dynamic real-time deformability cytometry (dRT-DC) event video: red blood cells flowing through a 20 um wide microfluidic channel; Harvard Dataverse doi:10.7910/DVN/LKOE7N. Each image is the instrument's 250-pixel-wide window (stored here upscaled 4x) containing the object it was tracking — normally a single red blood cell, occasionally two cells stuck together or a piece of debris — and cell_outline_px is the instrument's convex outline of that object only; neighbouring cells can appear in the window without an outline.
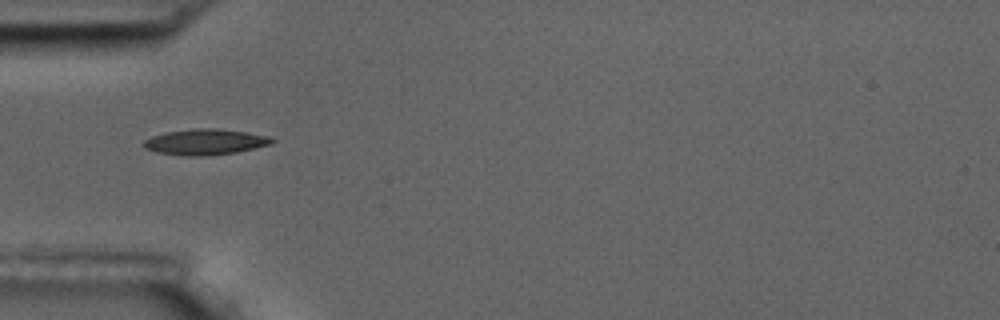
{"species": "common noctule bat (a hibernating species)", "species_latin": "Nyctalus noctula", "temperature_condition": "room temperature", "stored_images_in_passage": 11, "camera_frame_rate_fps": 3000, "um_per_image_px": 0.085, "animal": {"sex": "male", "body_mass_g": 17.5, "forearm_length_mm": 52.3}, "frame": {"image": 1, "passage_image": 1, "time_ms": 0.0, "image_size_px": [1000, 320], "cell_outline_px": [[276, 140], [272, 144], [256, 148], [236, 152], [208, 156], [188, 156], [156, 152], [144, 148], [140, 144], [144, 140], [152, 136], [168, 132], [196, 128], [216, 128], [272, 136]], "centroid_in_image_um": [17.46, 12.07], "position_along_channel_um": 67.5, "area_um2": 19.42}}
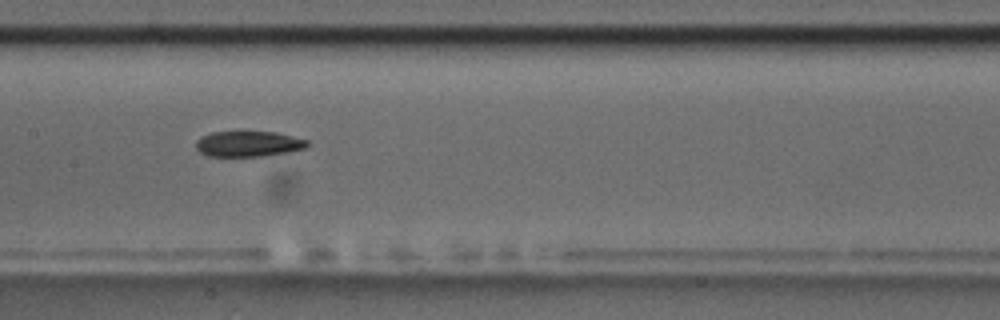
{"frame": {"image": 2, "passage_image": 4, "time_ms": 3.333, "image_size_px": [1000, 320], "cell_outline_px": [[312, 144], [304, 148], [288, 152], [264, 156], [208, 156], [200, 152], [196, 148], [196, 140], [200, 136], [212, 132], [276, 132], [308, 140]], "centroid_in_image_um": [21.12, 12.23], "position_along_channel_um": 186.3, "area_um2": 16.65}}
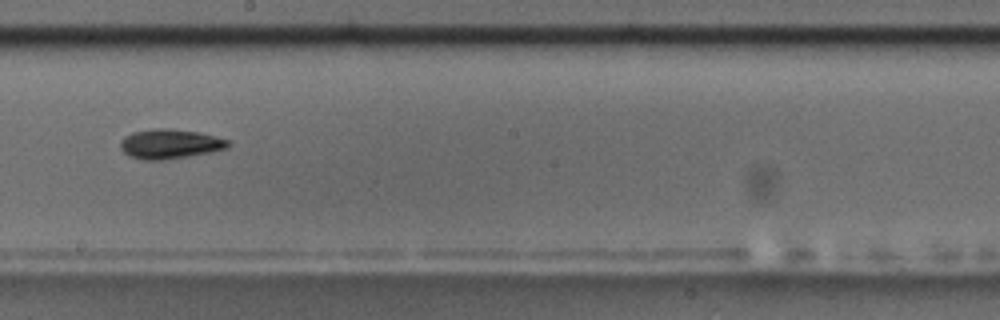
{"frame": {"image": 3, "passage_image": 5, "time_ms": 4.667, "image_size_px": [1000, 320], "cell_outline_px": [[232, 144], [228, 148], [212, 152], [164, 160], [144, 160], [128, 156], [120, 148], [120, 140], [124, 136], [132, 132], [152, 128], [168, 128], [200, 132], [228, 140]], "centroid_in_image_um": [14.43, 12.23], "position_along_channel_um": 233.8, "area_um2": 18.84}, "authors_computed_cell_mechanics": {"area_um2": 17.34, "velocity_mm_per_s": 3.5723, "shape_relaxation_time_tau1_ms": 5.1983, "shape_relaxation_time_tau2_ms": null, "deformation_change_tau1": 0.1157, "deformation_change_tau2": null}}